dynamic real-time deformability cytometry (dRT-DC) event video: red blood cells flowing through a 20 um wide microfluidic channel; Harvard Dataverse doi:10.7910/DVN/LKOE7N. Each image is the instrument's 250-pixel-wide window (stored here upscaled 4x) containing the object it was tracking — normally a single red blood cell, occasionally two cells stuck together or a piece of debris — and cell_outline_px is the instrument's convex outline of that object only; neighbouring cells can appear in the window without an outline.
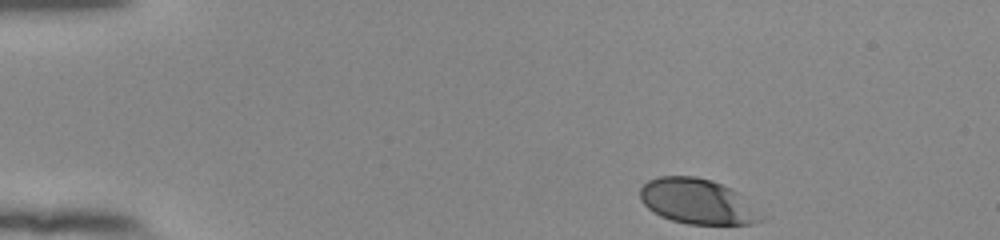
{"species": "human", "species_latin": "Homo sapiens", "temperature_condition": "room temperature", "stored_images_in_passage": 40, "camera_frame_rate_fps": 3000, "um_per_image_px": 0.085, "donor": {"sex": "female"}, "frame": {"image": 1, "passage_image": 1, "time_ms": 0.0, "image_size_px": [1000, 240], "cell_outline_px": [[764, 220], [752, 224], [688, 224], [672, 220], [660, 216], [648, 208], [640, 200], [640, 188], [648, 180], [660, 176], [696, 176], [712, 180], [732, 188], [764, 216]], "centroid_in_image_um": [59.27, 17.12], "position_along_channel_um": 25.7, "area_um2": 31.85}}
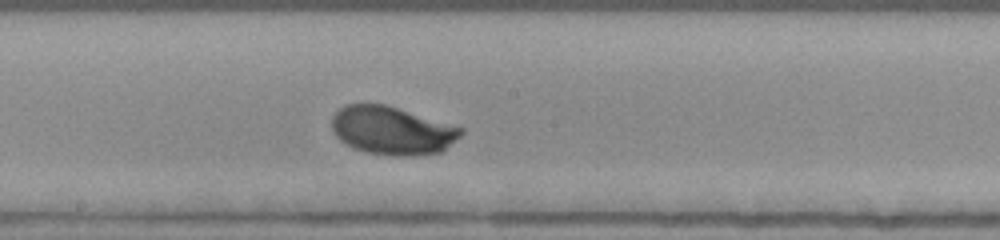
{"frame": {"image": 2, "passage_image": 23, "time_ms": 7.333, "image_size_px": [1000, 240], "cell_outline_px": [[464, 132], [460, 136], [440, 152], [416, 156], [392, 156], [368, 152], [352, 148], [340, 140], [332, 132], [332, 116], [344, 104], [384, 104], [464, 128]], "centroid_in_image_um": [33.3, 11.1], "position_along_channel_um": 214.9, "area_um2": 36.18}}
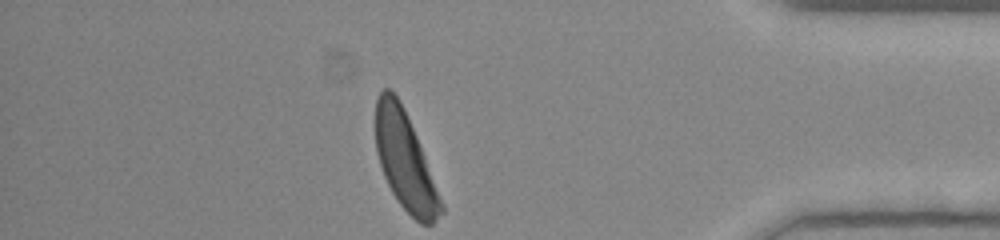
{"frame": {"image": 3, "passage_image": 40, "time_ms": 13.0, "image_size_px": [1000, 240], "cell_outline_px": [[444, 212], [432, 224], [420, 224], [400, 204], [392, 192], [384, 176], [376, 152], [376, 100], [380, 92], [384, 88], [388, 88], [400, 100], [416, 136], [444, 204]], "centroid_in_image_um": [34.44, 13.71], "position_along_channel_um": 400.8, "area_um2": 36.7}, "authors_computed_cell_mechanics": {"area_um2": 35.2291, "velocity_mm_per_s": 3.8343, "shape_relaxation_time_tau1_ms": 2.9428, "shape_relaxation_time_tau2_ms": null, "deformation_change_tau1": 0.1689, "deformation_change_tau2": null}}